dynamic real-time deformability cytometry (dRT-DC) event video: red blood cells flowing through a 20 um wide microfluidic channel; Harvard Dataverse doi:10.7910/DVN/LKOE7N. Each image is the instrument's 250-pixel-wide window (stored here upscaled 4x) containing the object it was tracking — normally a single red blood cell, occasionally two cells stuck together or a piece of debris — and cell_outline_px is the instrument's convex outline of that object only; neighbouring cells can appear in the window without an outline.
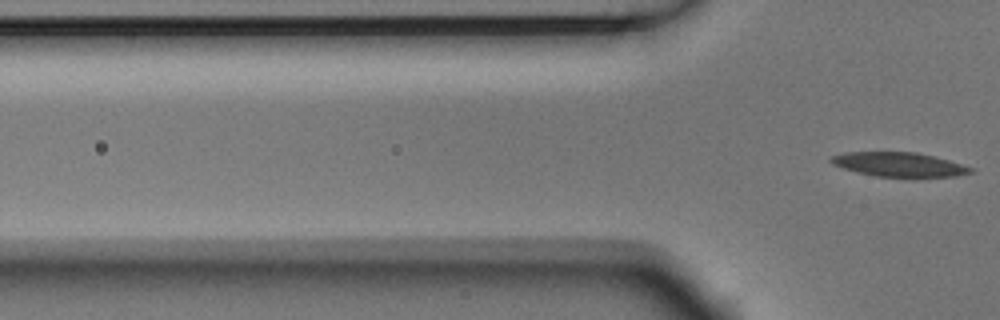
{"species": "Egyptian fruit bat (a non-hibernating species)", "species_latin": "Rousettus aegyptiacus", "temperature_condition": "room temperature", "stored_images_in_passage": 5, "camera_frame_rate_fps": 3000, "um_per_image_px": 0.085, "animal": {"sex": "male"}, "frame": {"image": 1, "passage_image": 5, "time_ms": 1.333, "image_size_px": [1000, 320], "cell_outline_px": [[976, 168], [972, 172], [956, 176], [916, 180], [912, 180], [876, 176], [844, 168], [832, 164], [828, 160], [832, 156], [844, 152], [916, 152], [948, 160]], "centroid_in_image_um": [76.5, 14.03], "position_along_channel_um": 49.3, "area_um2": 20.58}}